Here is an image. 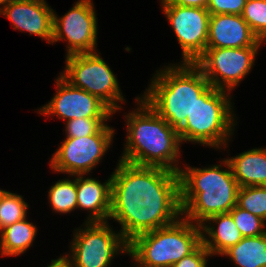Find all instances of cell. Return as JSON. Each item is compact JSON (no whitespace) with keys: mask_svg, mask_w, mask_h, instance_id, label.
Returning a JSON list of instances; mask_svg holds the SVG:
<instances>
[{"mask_svg":"<svg viewBox=\"0 0 266 267\" xmlns=\"http://www.w3.org/2000/svg\"><path fill=\"white\" fill-rule=\"evenodd\" d=\"M111 179L109 218L121 224L120 233L127 242L182 215L179 173L119 160Z\"/></svg>","mask_w":266,"mask_h":267,"instance_id":"cell-1","label":"cell"},{"mask_svg":"<svg viewBox=\"0 0 266 267\" xmlns=\"http://www.w3.org/2000/svg\"><path fill=\"white\" fill-rule=\"evenodd\" d=\"M136 100H139L140 108L126 116L127 143L120 161L138 166L161 167L178 173L180 168L173 162H177L182 143L179 132L144 99L139 97Z\"/></svg>","mask_w":266,"mask_h":267,"instance_id":"cell-2","label":"cell"},{"mask_svg":"<svg viewBox=\"0 0 266 267\" xmlns=\"http://www.w3.org/2000/svg\"><path fill=\"white\" fill-rule=\"evenodd\" d=\"M228 170H220L221 165L209 168L180 169V203L182 215L198 225L210 216L229 213L237 203L239 184L233 176L228 160H224Z\"/></svg>","mask_w":266,"mask_h":267,"instance_id":"cell-3","label":"cell"},{"mask_svg":"<svg viewBox=\"0 0 266 267\" xmlns=\"http://www.w3.org/2000/svg\"><path fill=\"white\" fill-rule=\"evenodd\" d=\"M155 76L142 98L178 131L185 124L197 98L211 85L195 63L167 66L157 71Z\"/></svg>","mask_w":266,"mask_h":267,"instance_id":"cell-4","label":"cell"},{"mask_svg":"<svg viewBox=\"0 0 266 267\" xmlns=\"http://www.w3.org/2000/svg\"><path fill=\"white\" fill-rule=\"evenodd\" d=\"M186 218L142 233L128 242V248L143 262L170 267L202 243L200 225Z\"/></svg>","mask_w":266,"mask_h":267,"instance_id":"cell-5","label":"cell"},{"mask_svg":"<svg viewBox=\"0 0 266 267\" xmlns=\"http://www.w3.org/2000/svg\"><path fill=\"white\" fill-rule=\"evenodd\" d=\"M231 107L226 90L210 86L197 98L185 124L178 130L181 142H198L221 148L220 145L229 140L232 125H235Z\"/></svg>","mask_w":266,"mask_h":267,"instance_id":"cell-6","label":"cell"},{"mask_svg":"<svg viewBox=\"0 0 266 267\" xmlns=\"http://www.w3.org/2000/svg\"><path fill=\"white\" fill-rule=\"evenodd\" d=\"M62 77L73 87L97 96L113 112L124 101L117 79L109 66L95 52L77 53L66 56V68Z\"/></svg>","mask_w":266,"mask_h":267,"instance_id":"cell-7","label":"cell"},{"mask_svg":"<svg viewBox=\"0 0 266 267\" xmlns=\"http://www.w3.org/2000/svg\"><path fill=\"white\" fill-rule=\"evenodd\" d=\"M84 230L78 229L72 244L71 267H108L114 254L125 252L128 242L121 233H114L107 222H86ZM118 251V252H117Z\"/></svg>","mask_w":266,"mask_h":267,"instance_id":"cell-8","label":"cell"},{"mask_svg":"<svg viewBox=\"0 0 266 267\" xmlns=\"http://www.w3.org/2000/svg\"><path fill=\"white\" fill-rule=\"evenodd\" d=\"M259 47L206 48L195 64L211 86L231 90L251 71Z\"/></svg>","mask_w":266,"mask_h":267,"instance_id":"cell-9","label":"cell"},{"mask_svg":"<svg viewBox=\"0 0 266 267\" xmlns=\"http://www.w3.org/2000/svg\"><path fill=\"white\" fill-rule=\"evenodd\" d=\"M114 130L105 125L97 134L66 138L54 153L50 166L54 171L86 175L100 162L110 147Z\"/></svg>","mask_w":266,"mask_h":267,"instance_id":"cell-10","label":"cell"},{"mask_svg":"<svg viewBox=\"0 0 266 267\" xmlns=\"http://www.w3.org/2000/svg\"><path fill=\"white\" fill-rule=\"evenodd\" d=\"M161 4L182 48V62L195 63L206 50L209 11L206 8L181 6L172 2Z\"/></svg>","mask_w":266,"mask_h":267,"instance_id":"cell-11","label":"cell"},{"mask_svg":"<svg viewBox=\"0 0 266 267\" xmlns=\"http://www.w3.org/2000/svg\"><path fill=\"white\" fill-rule=\"evenodd\" d=\"M97 18L91 0H79L63 17L53 13L52 43L65 38L68 41L67 56L77 53H93L97 39Z\"/></svg>","mask_w":266,"mask_h":267,"instance_id":"cell-12","label":"cell"},{"mask_svg":"<svg viewBox=\"0 0 266 267\" xmlns=\"http://www.w3.org/2000/svg\"><path fill=\"white\" fill-rule=\"evenodd\" d=\"M57 93L40 108L42 115H57L67 121L77 118L110 117L114 112L97 96L73 87L62 76L56 80Z\"/></svg>","mask_w":266,"mask_h":267,"instance_id":"cell-13","label":"cell"},{"mask_svg":"<svg viewBox=\"0 0 266 267\" xmlns=\"http://www.w3.org/2000/svg\"><path fill=\"white\" fill-rule=\"evenodd\" d=\"M0 13L11 20L14 29L30 32L51 44L53 37V9L44 0H14Z\"/></svg>","mask_w":266,"mask_h":267,"instance_id":"cell-14","label":"cell"},{"mask_svg":"<svg viewBox=\"0 0 266 267\" xmlns=\"http://www.w3.org/2000/svg\"><path fill=\"white\" fill-rule=\"evenodd\" d=\"M261 44L242 15H210L206 48H242Z\"/></svg>","mask_w":266,"mask_h":267,"instance_id":"cell-15","label":"cell"},{"mask_svg":"<svg viewBox=\"0 0 266 267\" xmlns=\"http://www.w3.org/2000/svg\"><path fill=\"white\" fill-rule=\"evenodd\" d=\"M77 208L91 211L86 222H107L111 212L112 179L101 184L92 178L77 175ZM89 220V221H88Z\"/></svg>","mask_w":266,"mask_h":267,"instance_id":"cell-16","label":"cell"},{"mask_svg":"<svg viewBox=\"0 0 266 267\" xmlns=\"http://www.w3.org/2000/svg\"><path fill=\"white\" fill-rule=\"evenodd\" d=\"M240 187L266 186V149H252L227 159Z\"/></svg>","mask_w":266,"mask_h":267,"instance_id":"cell-17","label":"cell"},{"mask_svg":"<svg viewBox=\"0 0 266 267\" xmlns=\"http://www.w3.org/2000/svg\"><path fill=\"white\" fill-rule=\"evenodd\" d=\"M218 223L217 229L212 226L200 225L201 230L206 232L210 239L202 233V244L210 252V255H222L230 247L242 240L239 229L237 228L230 213H222L210 216L204 222Z\"/></svg>","mask_w":266,"mask_h":267,"instance_id":"cell-18","label":"cell"},{"mask_svg":"<svg viewBox=\"0 0 266 267\" xmlns=\"http://www.w3.org/2000/svg\"><path fill=\"white\" fill-rule=\"evenodd\" d=\"M222 255L229 256L239 267H266V233L243 237Z\"/></svg>","mask_w":266,"mask_h":267,"instance_id":"cell-19","label":"cell"},{"mask_svg":"<svg viewBox=\"0 0 266 267\" xmlns=\"http://www.w3.org/2000/svg\"><path fill=\"white\" fill-rule=\"evenodd\" d=\"M37 234L34 224L22 219L0 231L3 256H16L24 253L32 245Z\"/></svg>","mask_w":266,"mask_h":267,"instance_id":"cell-20","label":"cell"},{"mask_svg":"<svg viewBox=\"0 0 266 267\" xmlns=\"http://www.w3.org/2000/svg\"><path fill=\"white\" fill-rule=\"evenodd\" d=\"M49 202L52 209L59 213H68L77 208L76 179L59 180L49 190Z\"/></svg>","mask_w":266,"mask_h":267,"instance_id":"cell-21","label":"cell"},{"mask_svg":"<svg viewBox=\"0 0 266 267\" xmlns=\"http://www.w3.org/2000/svg\"><path fill=\"white\" fill-rule=\"evenodd\" d=\"M28 205L21 195L1 190L0 231L8 225L26 218Z\"/></svg>","mask_w":266,"mask_h":267,"instance_id":"cell-22","label":"cell"},{"mask_svg":"<svg viewBox=\"0 0 266 267\" xmlns=\"http://www.w3.org/2000/svg\"><path fill=\"white\" fill-rule=\"evenodd\" d=\"M236 206L266 221V186L240 187Z\"/></svg>","mask_w":266,"mask_h":267,"instance_id":"cell-23","label":"cell"},{"mask_svg":"<svg viewBox=\"0 0 266 267\" xmlns=\"http://www.w3.org/2000/svg\"><path fill=\"white\" fill-rule=\"evenodd\" d=\"M242 17L260 41L266 40V0H247Z\"/></svg>","mask_w":266,"mask_h":267,"instance_id":"cell-24","label":"cell"},{"mask_svg":"<svg viewBox=\"0 0 266 267\" xmlns=\"http://www.w3.org/2000/svg\"><path fill=\"white\" fill-rule=\"evenodd\" d=\"M229 213L243 237L260 236L266 233L265 221L249 211L235 206Z\"/></svg>","mask_w":266,"mask_h":267,"instance_id":"cell-25","label":"cell"},{"mask_svg":"<svg viewBox=\"0 0 266 267\" xmlns=\"http://www.w3.org/2000/svg\"><path fill=\"white\" fill-rule=\"evenodd\" d=\"M109 117L77 118L66 121V138H78L97 134Z\"/></svg>","mask_w":266,"mask_h":267,"instance_id":"cell-26","label":"cell"},{"mask_svg":"<svg viewBox=\"0 0 266 267\" xmlns=\"http://www.w3.org/2000/svg\"><path fill=\"white\" fill-rule=\"evenodd\" d=\"M247 0H209L206 9L210 15H242Z\"/></svg>","mask_w":266,"mask_h":267,"instance_id":"cell-27","label":"cell"},{"mask_svg":"<svg viewBox=\"0 0 266 267\" xmlns=\"http://www.w3.org/2000/svg\"><path fill=\"white\" fill-rule=\"evenodd\" d=\"M208 256H211L210 252L201 243L192 253L170 267H206Z\"/></svg>","mask_w":266,"mask_h":267,"instance_id":"cell-28","label":"cell"},{"mask_svg":"<svg viewBox=\"0 0 266 267\" xmlns=\"http://www.w3.org/2000/svg\"><path fill=\"white\" fill-rule=\"evenodd\" d=\"M161 2H172L181 6L206 8L209 0H162Z\"/></svg>","mask_w":266,"mask_h":267,"instance_id":"cell-29","label":"cell"},{"mask_svg":"<svg viewBox=\"0 0 266 267\" xmlns=\"http://www.w3.org/2000/svg\"><path fill=\"white\" fill-rule=\"evenodd\" d=\"M48 267H71L67 256L59 257L56 260H51V264Z\"/></svg>","mask_w":266,"mask_h":267,"instance_id":"cell-30","label":"cell"},{"mask_svg":"<svg viewBox=\"0 0 266 267\" xmlns=\"http://www.w3.org/2000/svg\"><path fill=\"white\" fill-rule=\"evenodd\" d=\"M125 253H127V254L129 253V255H131L134 258V260L137 262V264L139 263L138 266H140V267H161V266H157V265L150 264L147 262H143L129 248L126 249Z\"/></svg>","mask_w":266,"mask_h":267,"instance_id":"cell-31","label":"cell"},{"mask_svg":"<svg viewBox=\"0 0 266 267\" xmlns=\"http://www.w3.org/2000/svg\"><path fill=\"white\" fill-rule=\"evenodd\" d=\"M14 0H0V5H3V8L9 5Z\"/></svg>","mask_w":266,"mask_h":267,"instance_id":"cell-32","label":"cell"},{"mask_svg":"<svg viewBox=\"0 0 266 267\" xmlns=\"http://www.w3.org/2000/svg\"><path fill=\"white\" fill-rule=\"evenodd\" d=\"M0 254L2 256V251H1V238H0Z\"/></svg>","mask_w":266,"mask_h":267,"instance_id":"cell-33","label":"cell"}]
</instances>
